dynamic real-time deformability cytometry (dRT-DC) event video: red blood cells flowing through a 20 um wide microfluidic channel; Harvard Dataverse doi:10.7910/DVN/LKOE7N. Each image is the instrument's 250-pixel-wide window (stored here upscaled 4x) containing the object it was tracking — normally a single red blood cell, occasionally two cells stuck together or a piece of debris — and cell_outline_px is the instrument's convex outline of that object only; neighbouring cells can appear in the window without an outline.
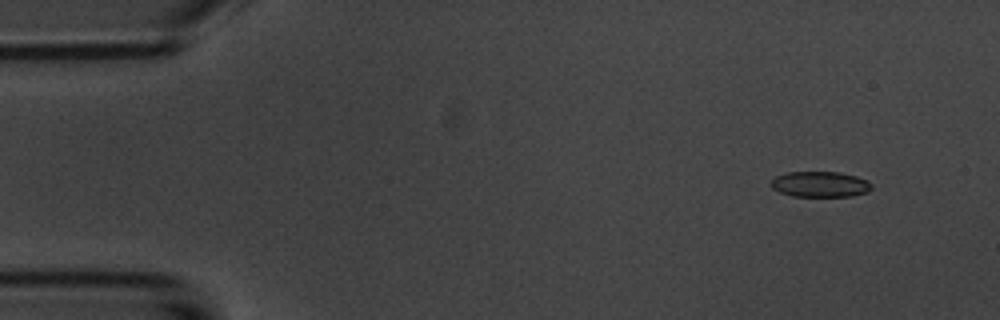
{"species": "common noctule bat (a hibernating species)", "species_latin": "Nyctalus noctula", "temperature_condition": "room temperature", "stored_images_in_passage": 6, "camera_frame_rate_fps": 3000, "um_per_image_px": 0.085, "animal": {"sex": "male", "body_mass_g": 20.1, "forearm_length_mm": 53.5}, "frame": {"image": 1, "passage_image": 2, "time_ms": 1.333, "image_size_px": [1000, 320], "cell_outline_px": [[872, 188], [868, 192], [852, 196], [792, 196], [780, 192], [772, 188], [768, 184], [776, 176], [784, 172], [840, 172], [856, 176], [868, 180], [872, 184]], "centroid_in_image_um": [69.71, 15.66], "position_along_channel_um": 15.3, "area_um2": 15.2}}